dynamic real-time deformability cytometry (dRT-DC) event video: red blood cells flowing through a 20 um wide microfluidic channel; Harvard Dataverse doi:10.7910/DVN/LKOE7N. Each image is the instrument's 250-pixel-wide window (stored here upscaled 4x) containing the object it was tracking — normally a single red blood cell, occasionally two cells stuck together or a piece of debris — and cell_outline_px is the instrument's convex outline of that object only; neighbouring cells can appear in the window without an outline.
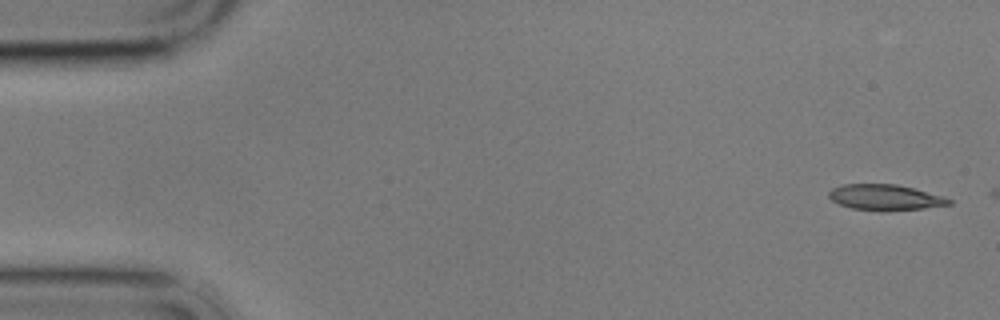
{"species": "common noctule bat (a hibernating species)", "species_latin": "Nyctalus noctula", "temperature_condition": "cold", "stored_images_in_passage": 2, "camera_frame_rate_fps": 3000, "um_per_image_px": 0.085, "animal": {"sex": "male", "body_mass_g": 17.9}, "frame": {"image": 1, "passage_image": 1, "time_ms": 0.0, "image_size_px": [1000, 320], "cell_outline_px": [[952, 204], [924, 208], [888, 212], [880, 212], [852, 208], [840, 204], [832, 200], [828, 196], [828, 192], [832, 188], [844, 184], [896, 184], [944, 196], [952, 200]], "centroid_in_image_um": [75.24, 16.79], "position_along_channel_um": 9.8, "area_um2": 18.21}}